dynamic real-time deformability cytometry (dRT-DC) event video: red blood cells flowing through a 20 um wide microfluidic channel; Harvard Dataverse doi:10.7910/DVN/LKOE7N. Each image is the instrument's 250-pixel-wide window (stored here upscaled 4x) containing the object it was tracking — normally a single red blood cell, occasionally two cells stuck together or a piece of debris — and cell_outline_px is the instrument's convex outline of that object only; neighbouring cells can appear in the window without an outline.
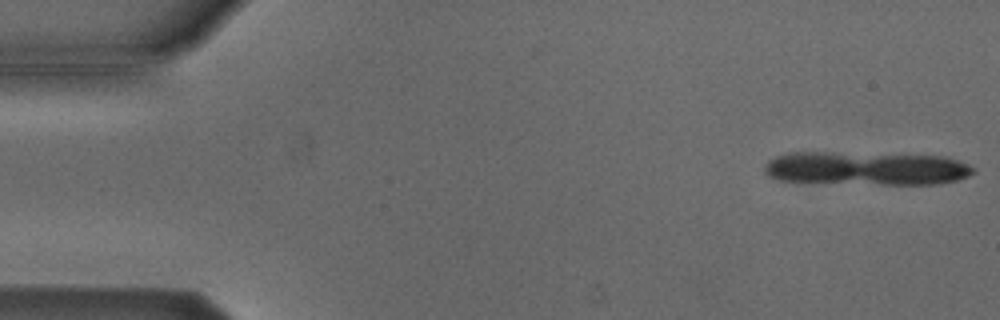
{"species": "Egyptian fruit bat (a non-hibernating species)", "species_latin": "Rousettus aegyptiacus", "temperature_condition": "cold", "stored_images_in_passage": 6, "camera_frame_rate_fps": 3000, "um_per_image_px": 0.085, "animal": {"sex": "male"}, "frame": {"image": 1, "passage_image": 1, "time_ms": 0.0, "image_size_px": [1000, 320], "cell_outline_px": [[976, 172], [968, 176], [956, 180], [932, 184], [880, 184], [780, 180], [768, 176], [764, 172], [764, 164], [768, 160], [776, 156], [788, 152], [832, 152], [944, 156], [968, 164], [976, 168]], "centroid_in_image_um": [73.62, 14.3], "position_along_channel_um": 11.4, "area_um2": 40.69}}